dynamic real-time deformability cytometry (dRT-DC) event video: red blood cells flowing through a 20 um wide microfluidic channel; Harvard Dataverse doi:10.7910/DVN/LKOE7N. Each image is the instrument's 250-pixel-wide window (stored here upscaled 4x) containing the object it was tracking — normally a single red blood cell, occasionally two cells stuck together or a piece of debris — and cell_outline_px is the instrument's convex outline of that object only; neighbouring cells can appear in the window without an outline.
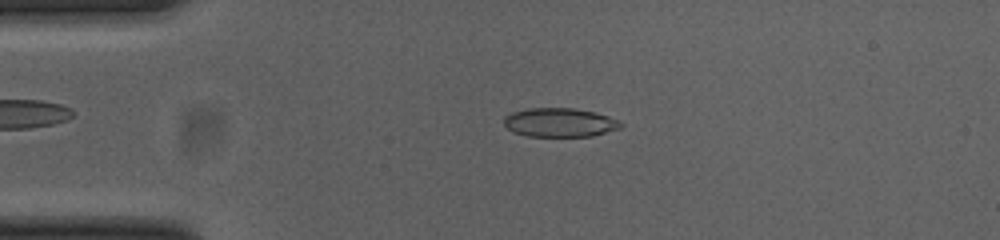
{"species": "common noctule bat (a hibernating species)", "species_latin": "Nyctalus noctula", "temperature_condition": "cold", "stored_images_in_passage": 53, "camera_frame_rate_fps": 3000, "um_per_image_px": 0.085, "animal": {"sex": "female", "body_mass_g": 23.0, "forearm_length_mm": 53.4}, "frame": {"image": 1, "passage_image": 12, "time_ms": 3.667, "image_size_px": [1000, 240], "cell_outline_px": [[624, 124], [620, 128], [592, 136], [528, 136], [512, 132], [504, 124], [504, 116], [512, 112], [528, 108], [576, 108], [596, 112], [608, 116]], "centroid_in_image_um": [47.56, 10.4], "position_along_channel_um": 37.4, "area_um2": 19.71}}
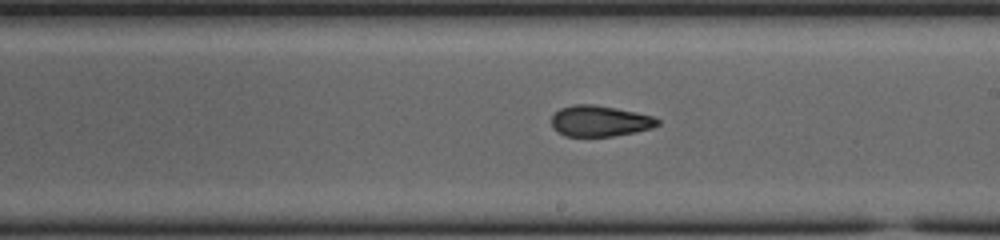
{"frame": {"image": 2, "passage_image": 30, "time_ms": 9.667, "image_size_px": [1000, 240], "cell_outline_px": [[660, 124], [652, 128], [636, 132], [612, 136], [564, 136], [552, 128], [552, 116], [560, 108], [572, 104], [592, 104], [616, 108], [636, 112], [652, 116], [660, 120]], "centroid_in_image_um": [50.98, 10.28], "position_along_channel_um": 238.0, "area_um2": 19.19}}
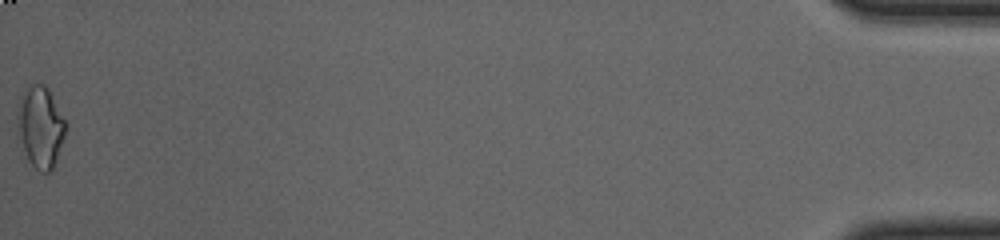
{"frame": {"image": 3, "passage_image": 53, "time_ms": 17.333, "image_size_px": [1000, 240], "cell_outline_px": [[68, 124], [52, 172], [40, 172], [28, 160], [20, 136], [16, 116], [20, 96], [32, 84], [44, 84], [48, 88]], "centroid_in_image_um": [3.46, 10.77], "position_along_channel_um": 431.7, "area_um2": 22.66}, "authors_computed_cell_mechanics": {"area_um2": 19.941, "velocity_mm_per_s": 3.8702, "shape_relaxation_time_tau1_ms": null, "shape_relaxation_time_tau2_ms": 2.3369, "deformation_change_tau1": null, "deformation_change_tau2": 0.0753}}